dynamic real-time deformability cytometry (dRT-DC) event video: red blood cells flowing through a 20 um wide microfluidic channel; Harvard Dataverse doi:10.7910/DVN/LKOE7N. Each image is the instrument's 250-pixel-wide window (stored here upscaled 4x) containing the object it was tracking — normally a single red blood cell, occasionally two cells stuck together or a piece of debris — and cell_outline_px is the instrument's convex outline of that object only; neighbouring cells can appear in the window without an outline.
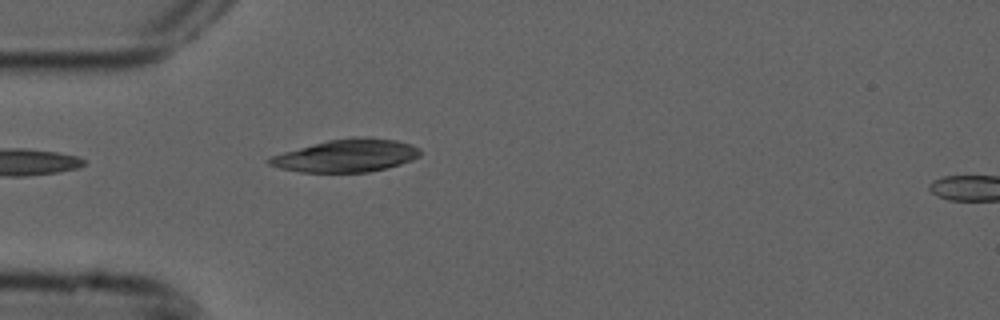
{"species": "common noctule bat (a hibernating species)", "species_latin": "Nyctalus noctula", "temperature_condition": "cold", "stored_images_in_passage": 5, "segment_of_instrument_passage": [1, 2], "camera_frame_rate_fps": 3000, "um_per_image_px": 0.085, "animal": {"sex": "male", "forearm_length_mm": 52.5}, "frame": {"image": 1, "passage_image": 4, "time_ms": 1.0, "image_size_px": [1000, 320], "cell_outline_px": [[420, 156], [412, 160], [400, 164], [368, 172], [300, 172], [280, 168], [268, 164], [268, 160], [272, 156], [284, 152], [328, 140], [352, 136], [364, 136], [396, 140], [412, 144], [420, 148]], "centroid_in_image_um": [29.49, 13.22], "position_along_channel_um": 55.5, "area_um2": 28.67}}